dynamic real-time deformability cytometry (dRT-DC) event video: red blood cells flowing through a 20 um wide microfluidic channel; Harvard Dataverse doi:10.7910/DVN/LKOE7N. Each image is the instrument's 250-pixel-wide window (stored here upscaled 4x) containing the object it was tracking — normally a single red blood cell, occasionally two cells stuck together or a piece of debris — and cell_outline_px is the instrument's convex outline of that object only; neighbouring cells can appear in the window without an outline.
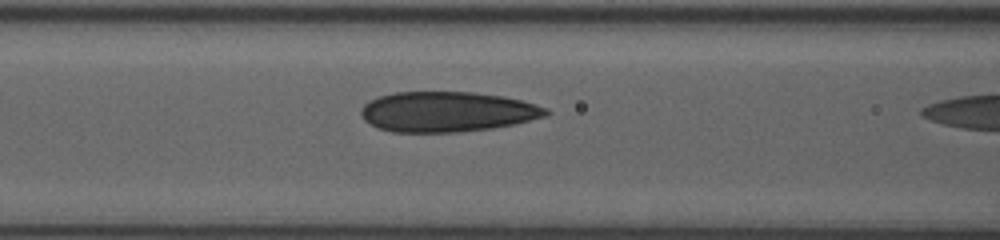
{"species": "human", "species_latin": "Homo sapiens", "temperature_condition": "room temperature", "stored_images_in_passage": 11, "camera_frame_rate_fps": 3000, "um_per_image_px": 0.085, "donor": {"sex": "female"}, "frame": {"image": 1, "passage_image": 10, "time_ms": 3.0, "image_size_px": [1000, 240], "cell_outline_px": [[552, 112], [544, 116], [512, 124], [492, 128], [456, 132], [392, 132], [376, 128], [364, 120], [360, 112], [360, 108], [368, 100], [380, 96], [396, 92], [472, 92], [504, 96], [536, 104], [548, 108]], "centroid_in_image_um": [37.97, 9.49], "position_along_channel_um": 128.6, "area_um2": 43.41}}